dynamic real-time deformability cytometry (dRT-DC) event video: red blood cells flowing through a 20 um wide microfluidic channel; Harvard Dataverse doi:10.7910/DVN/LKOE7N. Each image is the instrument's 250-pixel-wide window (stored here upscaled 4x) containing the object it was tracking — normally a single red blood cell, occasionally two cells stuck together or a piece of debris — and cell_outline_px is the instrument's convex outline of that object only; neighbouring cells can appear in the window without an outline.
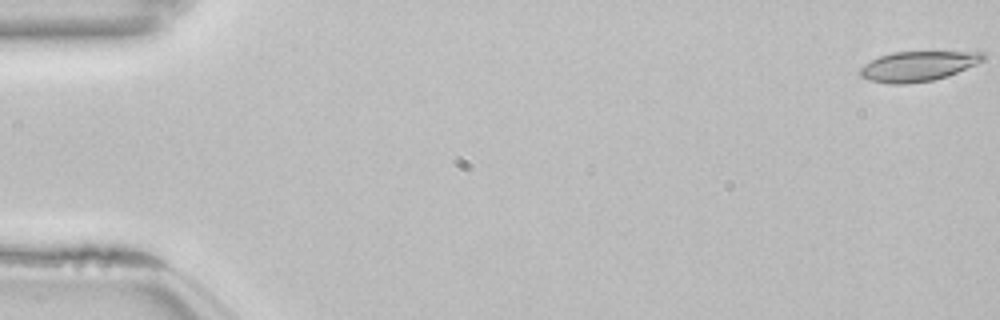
{"species": "common noctule bat (a hibernating species)", "species_latin": "Nyctalus noctula", "temperature_condition": "room temperature", "stored_images_in_passage": 9, "camera_frame_rate_fps": 3000, "um_per_image_px": 0.085, "animal": {"sex": "female", "body_mass_g": 22.7, "forearm_length_mm": 54.2}, "frame": {"image": 1, "passage_image": 1, "time_ms": 0.0, "image_size_px": [1000, 320], "cell_outline_px": [[984, 60], [976, 64], [956, 72], [932, 80], [904, 84], [888, 84], [868, 80], [860, 76], [860, 68], [864, 64], [880, 56], [892, 52], [984, 52]], "centroid_in_image_um": [77.97, 5.63], "position_along_channel_um": 7.0, "area_um2": 21.15}}